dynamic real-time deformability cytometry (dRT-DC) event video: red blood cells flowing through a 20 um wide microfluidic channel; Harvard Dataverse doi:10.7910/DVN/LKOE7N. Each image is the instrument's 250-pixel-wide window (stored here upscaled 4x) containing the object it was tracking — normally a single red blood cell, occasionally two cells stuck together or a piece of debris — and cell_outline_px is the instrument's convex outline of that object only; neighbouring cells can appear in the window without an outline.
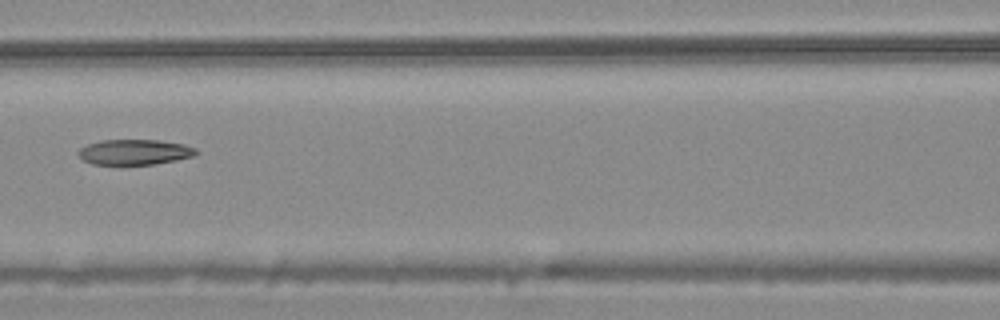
{"species": "common noctule bat (a hibernating species)", "species_latin": "Nyctalus noctula", "temperature_condition": "warm", "stored_images_in_passage": 9, "camera_frame_rate_fps": 3000, "um_per_image_px": 0.085, "animal": {"sex": "male", "body_mass_g": 20.4}, "frame": {"image": 1, "passage_image": 6, "time_ms": 1.667, "image_size_px": [1000, 320], "cell_outline_px": [[200, 152], [196, 156], [176, 160], [152, 164], [92, 164], [84, 160], [76, 152], [80, 148], [88, 144], [100, 140], [160, 140], [184, 144], [196, 148]], "centroid_in_image_um": [11.48, 12.92], "position_along_channel_um": 155.1, "area_um2": 17.46}}
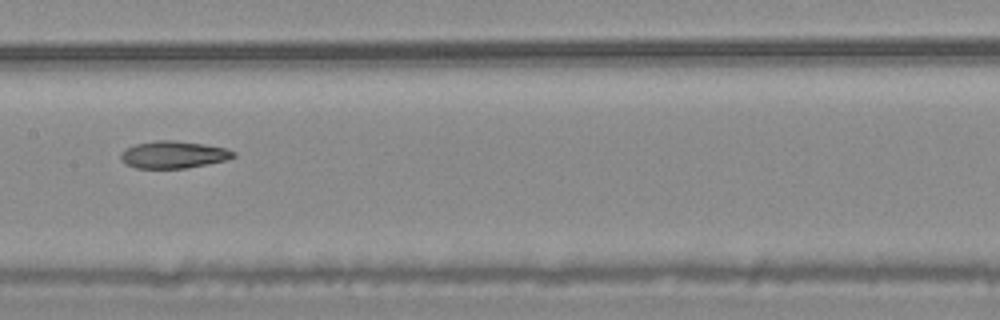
{"frame": {"image": 2, "passage_image": 7, "time_ms": 2.0, "image_size_px": [1000, 320], "cell_outline_px": [[236, 156], [228, 160], [184, 168], [136, 168], [124, 164], [120, 160], [120, 152], [124, 148], [136, 144], [156, 140], [172, 140], [204, 144], [228, 148], [236, 152]], "centroid_in_image_um": [14.73, 13.14], "position_along_channel_um": 192.7, "area_um2": 18.09}}
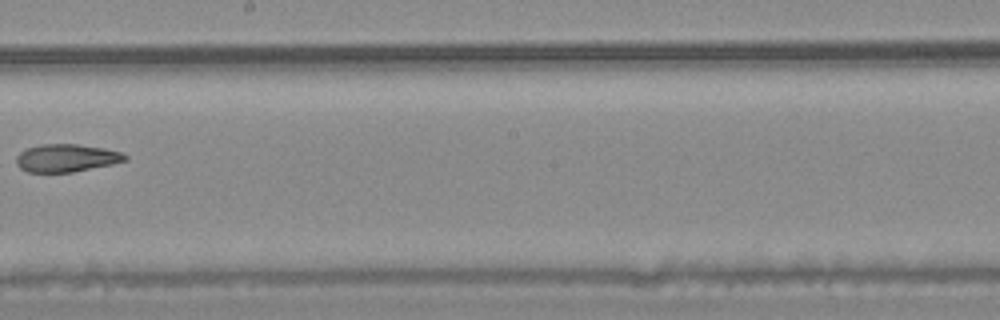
{"frame": {"image": 3, "passage_image": 8, "time_ms": 2.333, "image_size_px": [1000, 320], "cell_outline_px": [[128, 160], [112, 164], [72, 172], [28, 172], [20, 168], [16, 164], [16, 156], [20, 152], [28, 148], [40, 144], [76, 144], [104, 148], [120, 152], [128, 156]], "centroid_in_image_um": [5.64, 13.43], "position_along_channel_um": 242.6, "area_um2": 17.57}}